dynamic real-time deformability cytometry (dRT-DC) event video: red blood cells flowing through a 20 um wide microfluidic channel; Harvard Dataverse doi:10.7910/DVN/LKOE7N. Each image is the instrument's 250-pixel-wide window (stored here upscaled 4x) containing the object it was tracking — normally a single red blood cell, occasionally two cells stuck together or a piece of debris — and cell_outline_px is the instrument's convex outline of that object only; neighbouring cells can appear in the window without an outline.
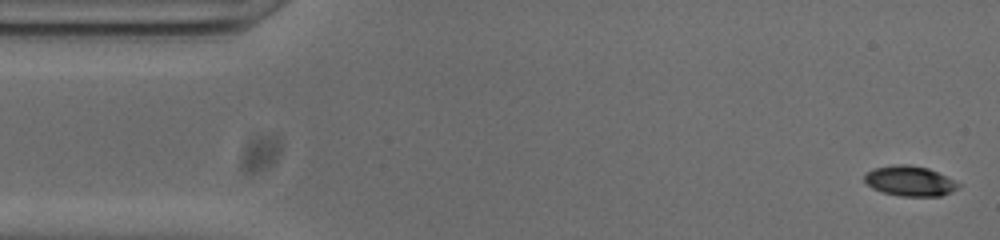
{"species": "common noctule bat (a hibernating species)", "species_latin": "Nyctalus noctula", "temperature_condition": "cold", "stored_images_in_passage": 52, "camera_frame_rate_fps": 3000, "um_per_image_px": 0.085, "animal": {"sex": "male", "body_mass_g": 20.0, "forearm_length_mm": 53.3}, "frame": {"image": 1, "passage_image": 1, "time_ms": 0.0, "image_size_px": [1000, 240], "cell_outline_px": [[960, 188], [952, 192], [940, 196], [900, 196], [884, 192], [872, 188], [864, 180], [864, 176], [872, 168], [892, 164], [908, 164], [928, 168], [960, 184]], "centroid_in_image_um": [77.32, 15.38], "position_along_channel_um": 7.7, "area_um2": 16.42}}
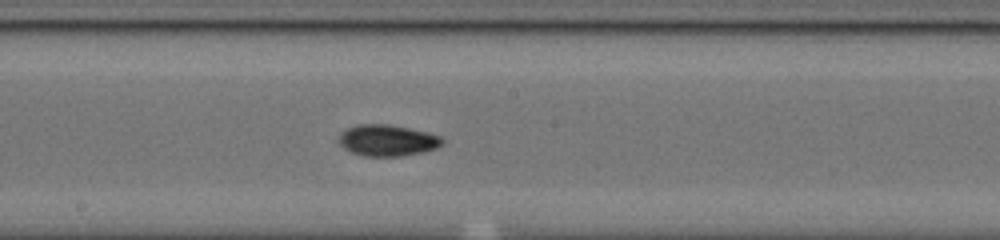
{"frame": {"image": 2, "passage_image": 26, "time_ms": 8.333, "image_size_px": [1000, 240], "cell_outline_px": [[444, 144], [436, 148], [420, 152], [400, 156], [364, 156], [352, 152], [344, 148], [336, 140], [340, 132], [356, 124], [388, 124], [428, 132], [440, 136], [444, 140]], "centroid_in_image_um": [32.9, 11.92], "position_along_channel_um": 215.3, "area_um2": 18.96}}
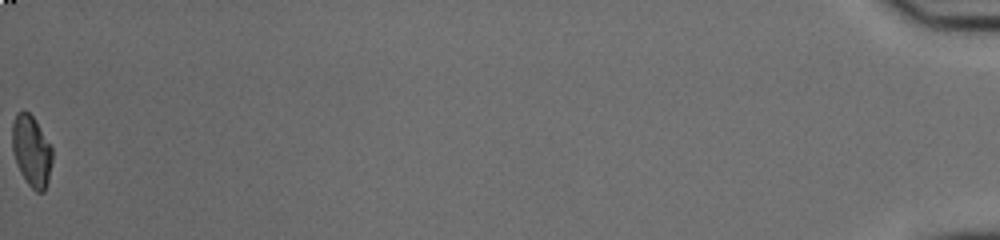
{"frame": {"image": 3, "passage_image": 52, "time_ms": 17.0, "image_size_px": [1000, 240], "cell_outline_px": [[52, 160], [48, 180], [44, 192], [36, 192], [28, 184], [20, 172], [16, 164], [12, 152], [12, 124], [16, 112], [24, 108], [36, 120], [52, 148]], "centroid_in_image_um": [2.65, 12.8], "position_along_channel_um": 432.5, "area_um2": 16.82}, "authors_computed_cell_mechanics": {"area_um2": 17.3978, "velocity_mm_per_s": 3.8441, "shape_relaxation_time_tau1_ms": 4.7933, "shape_relaxation_time_tau2_ms": 4.2581, "deformation_change_tau1": 0.1724, "deformation_change_tau2": 0.0866}}